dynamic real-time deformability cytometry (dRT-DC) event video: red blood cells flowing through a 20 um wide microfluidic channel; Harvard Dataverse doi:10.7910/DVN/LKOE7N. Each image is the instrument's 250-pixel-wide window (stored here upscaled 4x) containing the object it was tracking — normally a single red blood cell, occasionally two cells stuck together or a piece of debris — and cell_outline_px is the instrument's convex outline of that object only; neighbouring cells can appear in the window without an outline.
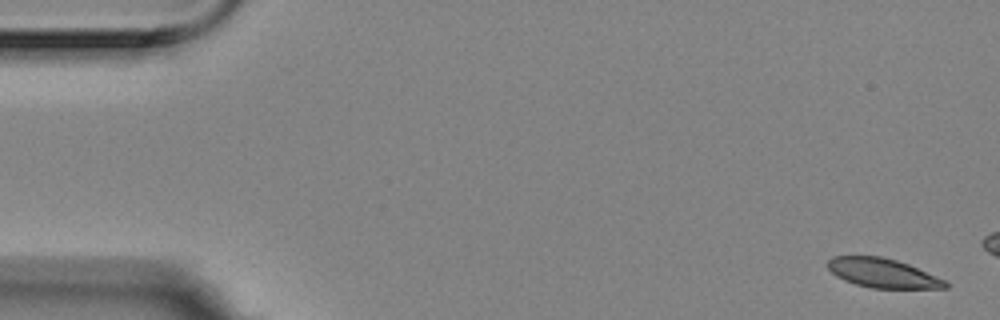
{"species": "Egyptian fruit bat (a non-hibernating species)", "species_latin": "Rousettus aegyptiacus", "temperature_condition": "room temperature", "stored_images_in_passage": 3, "camera_frame_rate_fps": 3000, "um_per_image_px": 0.085, "animal": {"sex": "female"}, "frame": {"image": 1, "passage_image": 1, "time_ms": 0.0, "image_size_px": [1000, 320], "cell_outline_px": [[948, 288], [872, 288], [856, 284], [844, 280], [836, 276], [824, 264], [832, 256], [880, 256], [896, 260], [908, 264], [944, 280], [948, 284]], "centroid_in_image_um": [74.97, 23.2], "position_along_channel_um": 10.0, "area_um2": 19.88}}